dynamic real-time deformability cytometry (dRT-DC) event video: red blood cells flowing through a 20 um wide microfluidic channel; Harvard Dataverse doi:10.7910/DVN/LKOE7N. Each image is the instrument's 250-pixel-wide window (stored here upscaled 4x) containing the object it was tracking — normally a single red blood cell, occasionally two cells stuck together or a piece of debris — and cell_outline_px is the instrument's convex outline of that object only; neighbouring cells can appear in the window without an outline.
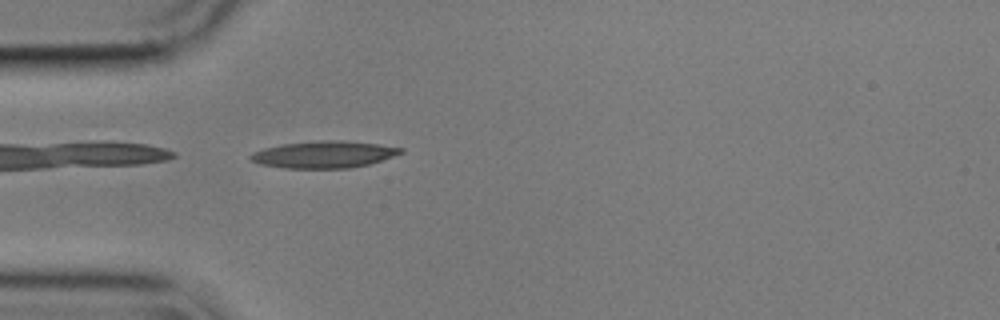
{"species": "common noctule bat (a hibernating species)", "species_latin": "Nyctalus noctula", "temperature_condition": "cold", "stored_images_in_passage": 40, "camera_frame_rate_fps": 3000, "um_per_image_px": 0.085, "animal": {"sex": "male", "body_mass_g": 17.9}, "frame": {"image": 1, "passage_image": 1, "time_ms": 0.0, "image_size_px": [1000, 320], "cell_outline_px": [[404, 152], [368, 164], [348, 168], [284, 168], [260, 164], [252, 160], [248, 156], [252, 152], [264, 148], [284, 144], [320, 140], [344, 140], [376, 144], [404, 148]], "centroid_in_image_um": [27.51, 13.12], "position_along_channel_um": 57.5, "area_um2": 23.35}}
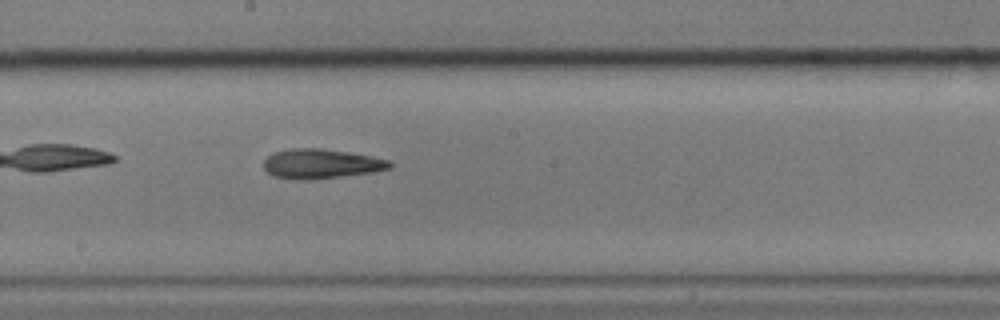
{"frame": {"image": 2, "passage_image": 15, "time_ms": 4.667, "image_size_px": [1000, 320], "cell_outline_px": [[392, 168], [372, 172], [340, 176], [304, 180], [300, 180], [272, 176], [264, 168], [264, 160], [272, 152], [292, 148], [320, 148], [348, 152], [372, 156], [388, 160], [392, 164]], "centroid_in_image_um": [27.27, 13.91], "position_along_channel_um": 220.9, "area_um2": 21.62}}
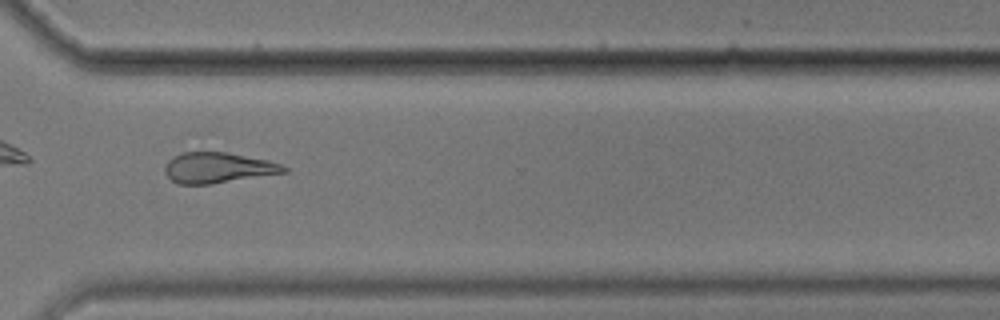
{"frame": {"image": 3, "passage_image": 26, "time_ms": 8.333, "image_size_px": [1000, 320], "cell_outline_px": [[288, 172], [212, 184], [176, 184], [164, 172], [164, 168], [168, 160], [184, 152], [224, 152], [268, 160], [280, 164], [288, 168]], "centroid_in_image_um": [18.53, 14.27], "position_along_channel_um": 352.1, "area_um2": 21.1}, "authors_computed_cell_mechanics": {"area_um2": 22.3108, "velocity_mm_per_s": 3.578, "shape_relaxation_time_tau1_ms": 4.4711, "shape_relaxation_time_tau2_ms": 5.6471, "deformation_change_tau1": 0.144, "deformation_change_tau2": 0.1685}}